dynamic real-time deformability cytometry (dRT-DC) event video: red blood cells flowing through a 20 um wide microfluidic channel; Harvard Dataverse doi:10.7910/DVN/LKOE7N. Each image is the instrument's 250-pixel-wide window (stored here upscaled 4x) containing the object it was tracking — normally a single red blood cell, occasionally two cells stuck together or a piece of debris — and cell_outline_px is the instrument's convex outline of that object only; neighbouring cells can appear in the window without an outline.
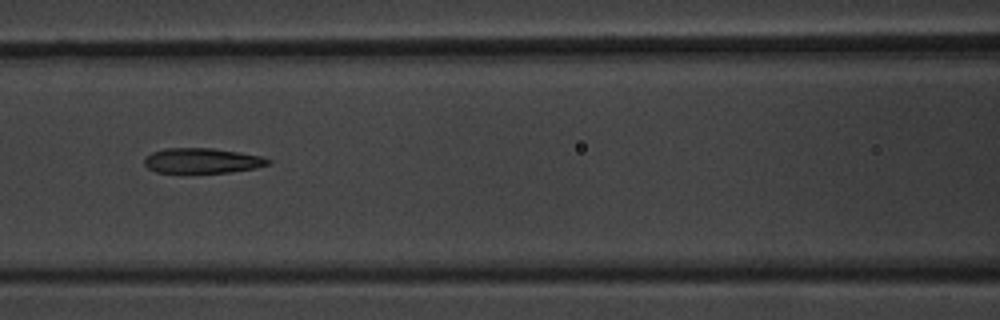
{"species": "common noctule bat (a hibernating species)", "species_latin": "Nyctalus noctula", "temperature_condition": "warm", "stored_images_in_passage": 9, "camera_frame_rate_fps": 3000, "um_per_image_px": 0.085, "animal": {"sex": "male", "body_mass_g": 20.1, "forearm_length_mm": 53.5}, "frame": {"image": 1, "passage_image": 7, "time_ms": 7.0, "image_size_px": [1000, 320], "cell_outline_px": [[272, 164], [256, 168], [232, 172], [156, 172], [148, 168], [144, 164], [144, 160], [152, 152], [168, 148], [212, 148], [260, 156], [272, 160]], "centroid_in_image_um": [17.22, 13.66], "position_along_channel_um": 149.4, "area_um2": 17.92}}
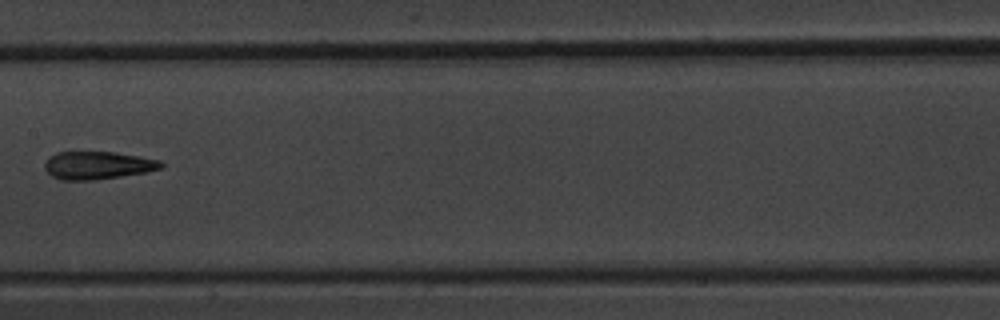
{"frame": {"image": 2, "passage_image": 8, "time_ms": 8.333, "image_size_px": [1000, 320], "cell_outline_px": [[164, 168], [148, 172], [92, 180], [60, 180], [52, 176], [44, 168], [44, 164], [48, 156], [56, 152], [112, 152], [160, 160], [164, 164]], "centroid_in_image_um": [8.29, 14.05], "position_along_channel_um": 199.1, "area_um2": 18.9}}
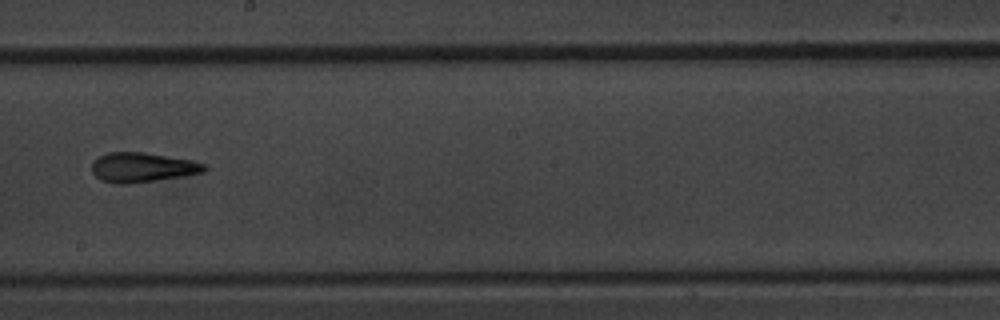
{"frame": {"image": 3, "passage_image": 9, "time_ms": 9.333, "image_size_px": [1000, 320], "cell_outline_px": [[208, 168], [204, 172], [156, 180], [128, 184], [116, 184], [100, 180], [92, 172], [92, 160], [108, 152], [144, 152], [192, 160], [204, 164]], "centroid_in_image_um": [12.07, 14.22], "position_along_channel_um": 236.1, "area_um2": 19.42}}